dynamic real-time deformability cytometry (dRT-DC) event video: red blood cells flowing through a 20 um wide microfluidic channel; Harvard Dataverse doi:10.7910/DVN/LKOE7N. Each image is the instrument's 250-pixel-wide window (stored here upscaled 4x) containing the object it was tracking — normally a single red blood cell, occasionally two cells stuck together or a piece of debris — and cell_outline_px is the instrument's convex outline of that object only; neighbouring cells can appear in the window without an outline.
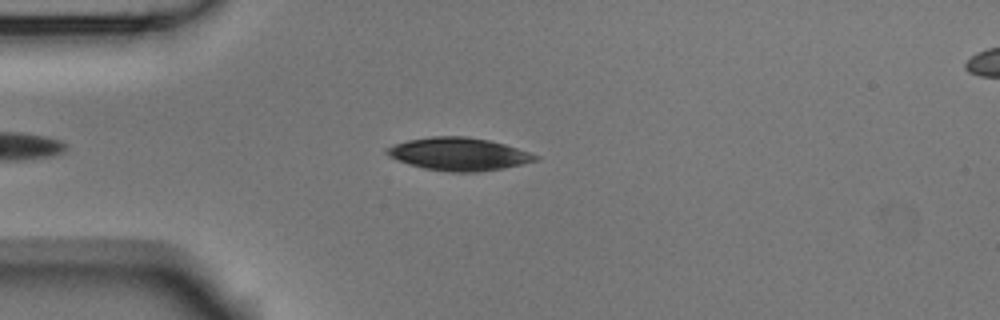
{"species": "Egyptian fruit bat (a non-hibernating species)", "species_latin": "Rousettus aegyptiacus", "temperature_condition": "room temperature", "stored_images_in_passage": 4, "segment_of_instrument_passage": [1, 2], "camera_frame_rate_fps": 3000, "um_per_image_px": 0.085, "animal": {"sex": "male"}, "frame": {"image": 1, "passage_image": 3, "time_ms": 0.667, "image_size_px": [1000, 320], "cell_outline_px": [[540, 160], [504, 168], [476, 172], [452, 172], [424, 168], [388, 156], [384, 152], [384, 148], [392, 144], [408, 140], [432, 136], [464, 136], [488, 140], [504, 144], [540, 156]], "centroid_in_image_um": [38.99, 13.09], "position_along_channel_um": 46.0, "area_um2": 28.26}}